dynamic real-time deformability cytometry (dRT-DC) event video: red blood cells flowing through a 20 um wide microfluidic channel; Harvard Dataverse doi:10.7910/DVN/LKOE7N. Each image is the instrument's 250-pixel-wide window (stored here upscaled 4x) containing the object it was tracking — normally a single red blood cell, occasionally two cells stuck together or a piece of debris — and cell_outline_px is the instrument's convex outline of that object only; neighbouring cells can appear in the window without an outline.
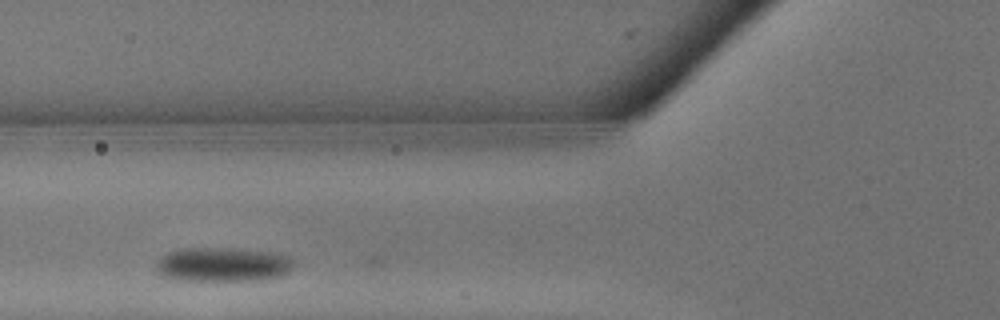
{"species": "common noctule bat (a hibernating species)", "species_latin": "Nyctalus noctula", "temperature_condition": "warm", "stored_images_in_passage": 6, "camera_frame_rate_fps": 3000, "um_per_image_px": 0.085, "animal": {"sex": "male", "body_mass_g": 13.3}, "frame": {"image": 1, "passage_image": 3, "time_ms": 0.667, "image_size_px": [1000, 320], "cell_outline_px": [[292, 264], [288, 272], [280, 276], [252, 280], [176, 280], [164, 276], [156, 268], [156, 264], [160, 256], [168, 252], [180, 248], [224, 248], [272, 252], [288, 256], [292, 260]], "centroid_in_image_um": [18.88, 22.47], "position_along_channel_um": 106.9, "area_um2": 27.17}}
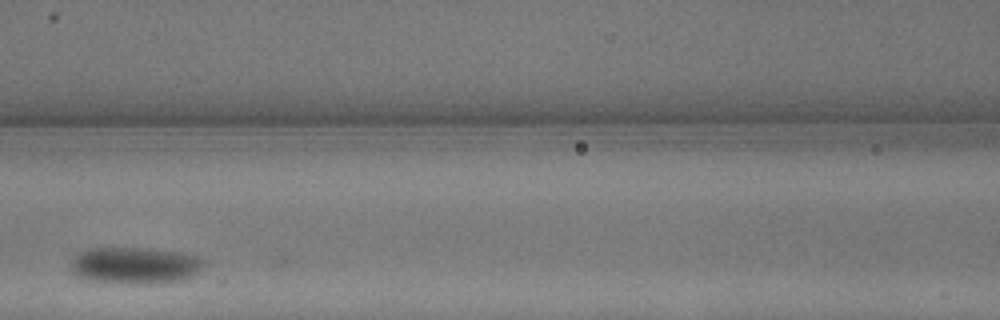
{"frame": {"image": 2, "passage_image": 5, "time_ms": 1.333, "image_size_px": [1000, 320], "cell_outline_px": [[204, 264], [192, 276], [184, 280], [156, 284], [148, 284], [88, 280], [76, 276], [72, 272], [68, 264], [80, 252], [88, 248], [148, 248], [176, 252], [200, 256], [204, 260]], "centroid_in_image_um": [11.46, 22.56], "position_along_channel_um": 155.1, "area_um2": 28.55}}